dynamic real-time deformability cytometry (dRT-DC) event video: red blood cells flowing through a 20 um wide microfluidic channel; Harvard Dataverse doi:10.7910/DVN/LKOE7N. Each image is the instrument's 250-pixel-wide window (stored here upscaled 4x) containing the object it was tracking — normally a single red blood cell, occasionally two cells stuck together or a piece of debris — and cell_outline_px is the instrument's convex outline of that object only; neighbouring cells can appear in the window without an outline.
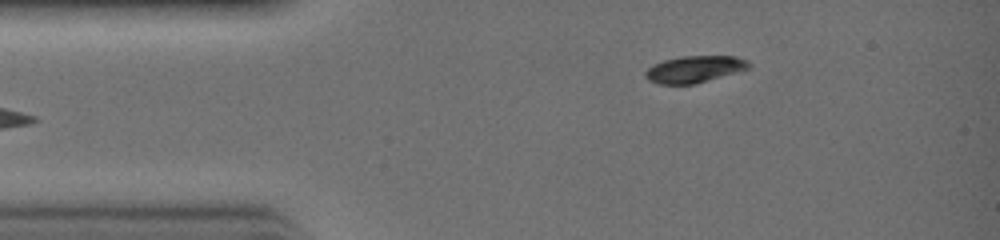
{"species": "common noctule bat (a hibernating species)", "species_latin": "Nyctalus noctula", "temperature_condition": "warm", "stored_images_in_passage": 28, "camera_frame_rate_fps": 3000, "um_per_image_px": 0.085, "animal": {"sex": "female", "body_mass_g": 19.0, "forearm_length_mm": 51.5}, "frame": {"image": 1, "passage_image": 1, "time_ms": 0.0, "image_size_px": [1000, 240], "cell_outline_px": [[752, 64], [748, 68], [696, 84], [660, 84], [648, 80], [644, 76], [644, 72], [652, 64], [664, 60], [680, 56], [736, 56], [748, 60]], "centroid_in_image_um": [59.0, 5.87], "position_along_channel_um": 26.0, "area_um2": 16.18}}
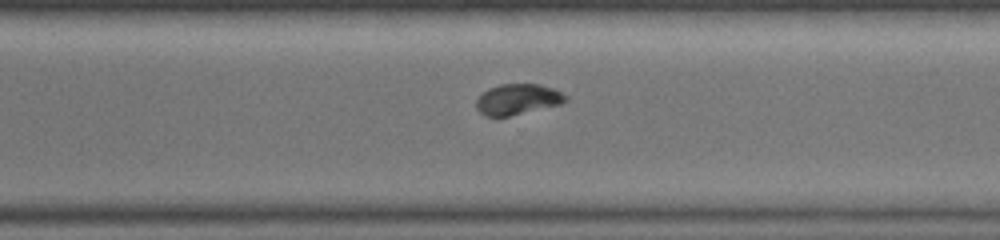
{"frame": {"image": 2, "passage_image": 18, "time_ms": 5.667, "image_size_px": [1000, 240], "cell_outline_px": [[568, 100], [560, 104], [508, 116], [484, 116], [476, 108], [476, 100], [488, 88], [500, 84], [540, 84], [552, 88], [568, 96]], "centroid_in_image_um": [43.99, 8.43], "position_along_channel_um": 326.6, "area_um2": 15.84}}
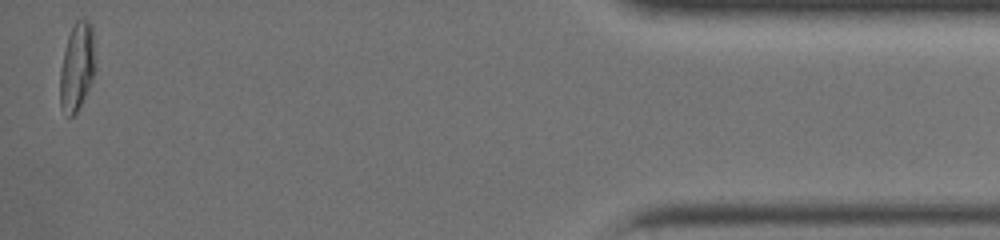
{"frame": {"image": 3, "passage_image": 27, "time_ms": 8.667, "image_size_px": [1000, 240], "cell_outline_px": [[96, 68], [92, 80], [76, 112], [72, 116], [68, 116], [60, 104], [60, 68], [68, 36], [76, 20], [80, 16], [88, 20], [92, 24]], "centroid_in_image_um": [6.56, 5.6], "position_along_channel_um": 428.6, "area_um2": 18.09}}